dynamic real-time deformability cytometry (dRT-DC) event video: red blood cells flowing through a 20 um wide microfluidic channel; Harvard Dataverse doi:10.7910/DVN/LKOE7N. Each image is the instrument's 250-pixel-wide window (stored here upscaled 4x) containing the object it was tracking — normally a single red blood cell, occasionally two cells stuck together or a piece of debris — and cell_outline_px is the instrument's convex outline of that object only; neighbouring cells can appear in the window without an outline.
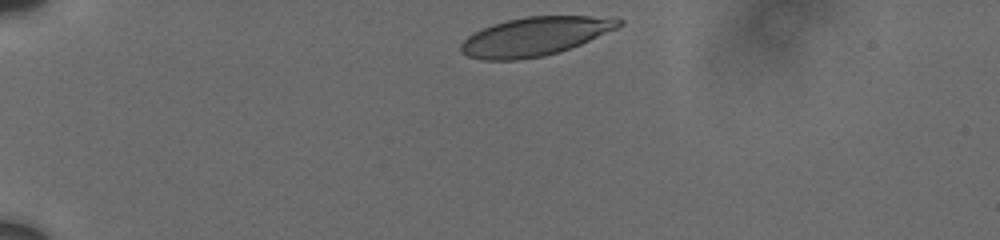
{"species": "human", "species_latin": "Homo sapiens", "temperature_condition": "cold", "stored_images_in_passage": 43, "camera_frame_rate_fps": 3000, "um_per_image_px": 0.085, "donor": {"sex": "male"}, "frame": {"image": 1, "passage_image": 1, "time_ms": 0.0, "image_size_px": [1000, 240], "cell_outline_px": [[624, 24], [616, 28], [580, 44], [560, 52], [544, 56], [520, 60], [480, 60], [468, 56], [460, 52], [460, 44], [468, 36], [492, 24], [524, 16], [616, 16], [624, 20]], "centroid_in_image_um": [45.5, 3.09], "position_along_channel_um": 39.5, "area_um2": 35.78}}
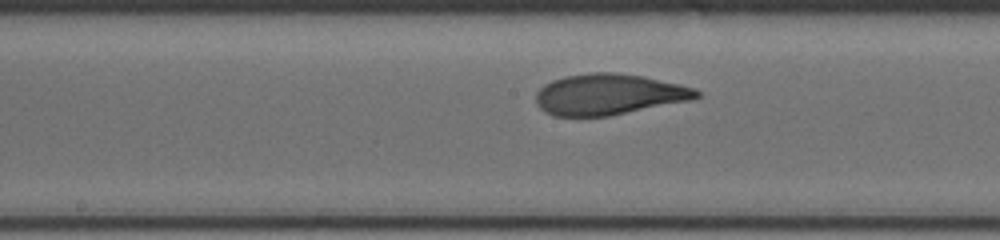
{"frame": {"image": 2, "passage_image": 25, "time_ms": 6.0, "image_size_px": [1000, 240], "cell_outline_px": [[700, 96], [692, 100], [608, 116], [552, 116], [544, 112], [536, 104], [536, 92], [544, 84], [552, 80], [564, 76], [592, 72], [612, 72], [644, 76], [680, 84], [696, 88], [700, 92]], "centroid_in_image_um": [51.74, 8.02], "position_along_channel_um": 196.5, "area_um2": 38.55}}
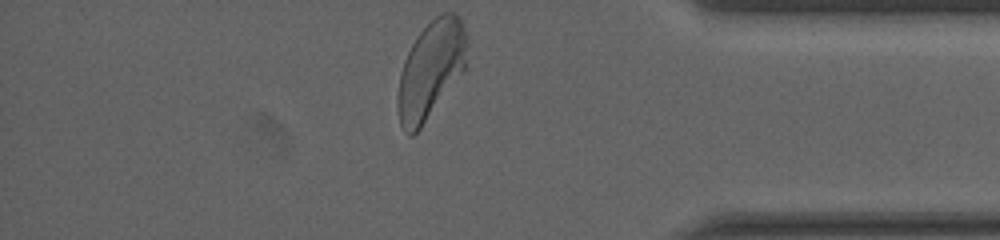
{"frame": {"image": 3, "passage_image": 43, "time_ms": 12.0, "image_size_px": [1000, 240], "cell_outline_px": [[468, 44], [464, 68], [420, 128], [412, 136], [408, 136], [404, 132], [400, 124], [396, 104], [396, 96], [400, 76], [404, 60], [416, 36], [440, 12], [456, 12], [460, 16], [468, 36]], "centroid_in_image_um": [36.6, 5.89], "position_along_channel_um": 398.6, "area_um2": 39.13}, "authors_computed_cell_mechanics": {"area_um2": 37.9168, "velocity_mm_per_s": 3.6662, "shape_relaxation_time_tau1_ms": 3.8894, "shape_relaxation_time_tau2_ms": 0.7532, "deformation_change_tau1": 0.164, "deformation_change_tau2": 0.0568}}